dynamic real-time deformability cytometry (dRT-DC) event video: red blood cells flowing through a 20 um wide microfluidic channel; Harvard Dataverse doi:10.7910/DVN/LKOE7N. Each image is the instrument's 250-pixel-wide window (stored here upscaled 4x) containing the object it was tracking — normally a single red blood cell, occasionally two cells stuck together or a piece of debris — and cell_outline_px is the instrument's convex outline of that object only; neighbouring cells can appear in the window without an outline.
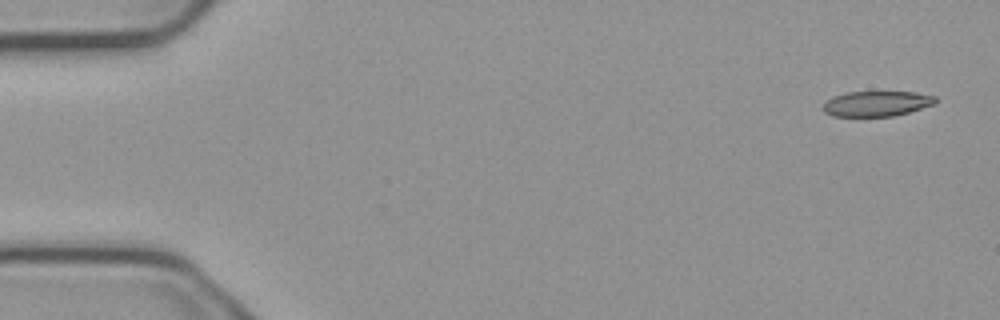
{"species": "common noctule bat (a hibernating species)", "species_latin": "Nyctalus noctula", "temperature_condition": "cold", "stored_images_in_passage": 6, "camera_frame_rate_fps": 3000, "um_per_image_px": 0.085, "animal": {"sex": "male", "body_mass_g": 23.1, "forearm_length_mm": 52.7}, "frame": {"image": 1, "passage_image": 1, "time_ms": 0.0, "image_size_px": [1000, 320], "cell_outline_px": [[936, 104], [896, 116], [832, 116], [824, 112], [820, 108], [828, 100], [836, 96], [848, 92], [916, 92], [936, 96]], "centroid_in_image_um": [74.55, 8.82], "position_along_channel_um": 10.5, "area_um2": 16.59}}
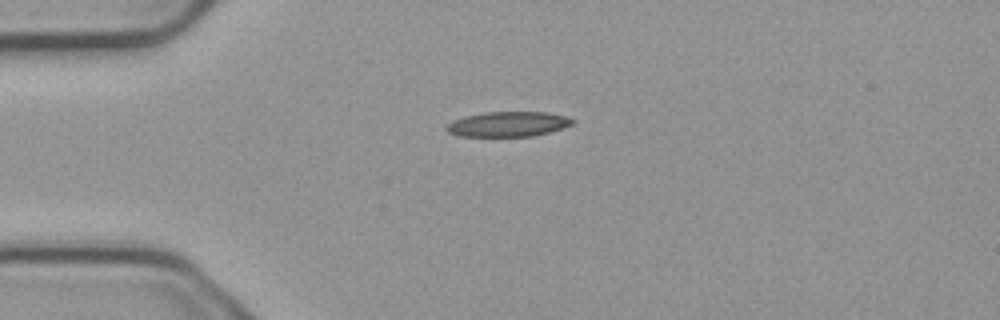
{"frame": {"image": 2, "passage_image": 4, "time_ms": 1.0, "image_size_px": [1000, 320], "cell_outline_px": [[576, 120], [572, 124], [548, 132], [532, 136], [456, 136], [448, 132], [444, 128], [452, 120], [468, 116], [488, 112], [544, 112], [564, 116]], "centroid_in_image_um": [43.14, 10.55], "position_along_channel_um": 41.9, "area_um2": 18.09}}
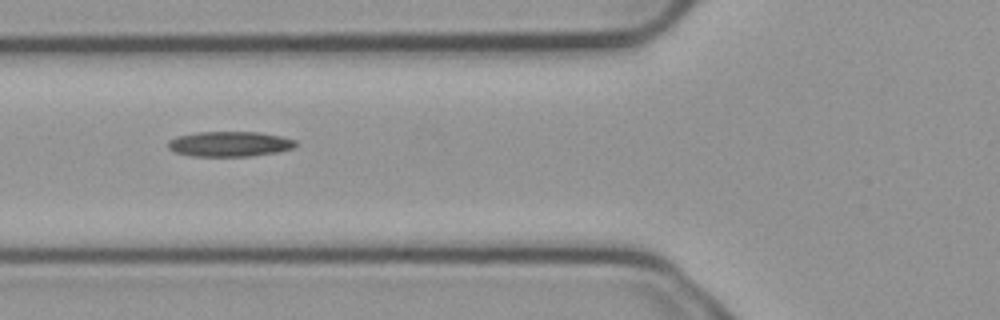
{"frame": {"image": 3, "passage_image": 6, "time_ms": 1.667, "image_size_px": [1000, 320], "cell_outline_px": [[296, 144], [292, 148], [276, 152], [252, 156], [192, 156], [176, 152], [168, 148], [168, 140], [180, 136], [196, 132], [260, 132], [280, 136], [296, 140]], "centroid_in_image_um": [19.52, 12.24], "position_along_channel_um": 106.3, "area_um2": 18.55}}